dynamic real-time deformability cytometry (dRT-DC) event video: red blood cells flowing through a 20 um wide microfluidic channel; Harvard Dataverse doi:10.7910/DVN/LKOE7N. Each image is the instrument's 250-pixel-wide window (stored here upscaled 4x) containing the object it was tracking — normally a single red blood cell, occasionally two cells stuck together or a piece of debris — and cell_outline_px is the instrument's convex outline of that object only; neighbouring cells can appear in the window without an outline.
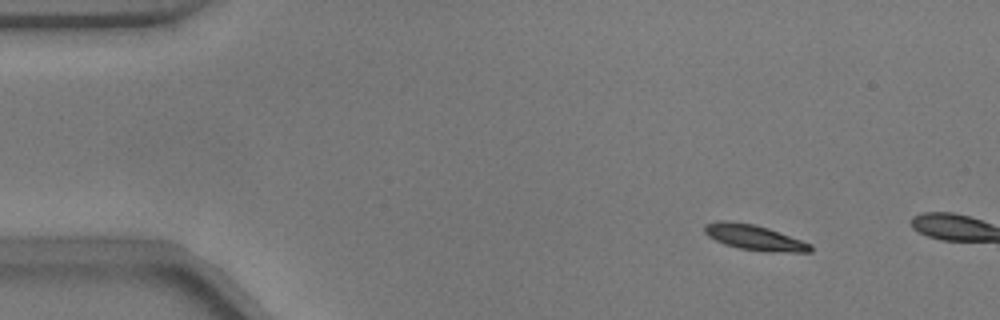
{"species": "common noctule bat (a hibernating species)", "species_latin": "Nyctalus noctula", "temperature_condition": "warm", "stored_images_in_passage": 9, "camera_frame_rate_fps": 3000, "um_per_image_px": 0.085, "animal": {"sex": "male", "body_mass_g": 17.9}, "frame": {"image": 1, "passage_image": 6, "time_ms": 1.667, "image_size_px": [1000, 320], "cell_outline_px": [[812, 252], [768, 252], [740, 248], [724, 244], [708, 236], [704, 232], [704, 224], [720, 220], [728, 220], [756, 224], [768, 228], [812, 244]], "centroid_in_image_um": [64.11, 20.18], "position_along_channel_um": 20.9, "area_um2": 15.72}}